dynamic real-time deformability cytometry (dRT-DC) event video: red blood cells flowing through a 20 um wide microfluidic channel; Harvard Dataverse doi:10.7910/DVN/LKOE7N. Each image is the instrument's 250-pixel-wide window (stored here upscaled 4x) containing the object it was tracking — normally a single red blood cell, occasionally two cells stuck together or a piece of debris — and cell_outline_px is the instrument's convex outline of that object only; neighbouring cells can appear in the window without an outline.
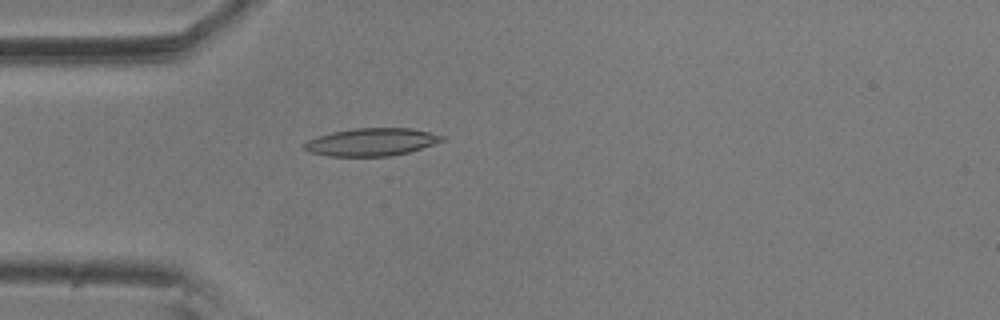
{"species": "common noctule bat (a hibernating species)", "species_latin": "Nyctalus noctula", "temperature_condition": "room temperature", "stored_images_in_passage": 5, "camera_frame_rate_fps": 3000, "um_per_image_px": 0.085, "animal": {"sex": "male", "body_mass_g": 20.5, "forearm_length_mm": 52.5}, "frame": {"image": 1, "passage_image": 5, "time_ms": 1.333, "image_size_px": [1000, 320], "cell_outline_px": [[444, 140], [408, 152], [392, 156], [328, 156], [308, 152], [300, 144], [316, 136], [332, 132], [352, 128], [412, 128], [444, 136]], "centroid_in_image_um": [31.5, 12.07], "position_along_channel_um": 53.5, "area_um2": 22.25}}